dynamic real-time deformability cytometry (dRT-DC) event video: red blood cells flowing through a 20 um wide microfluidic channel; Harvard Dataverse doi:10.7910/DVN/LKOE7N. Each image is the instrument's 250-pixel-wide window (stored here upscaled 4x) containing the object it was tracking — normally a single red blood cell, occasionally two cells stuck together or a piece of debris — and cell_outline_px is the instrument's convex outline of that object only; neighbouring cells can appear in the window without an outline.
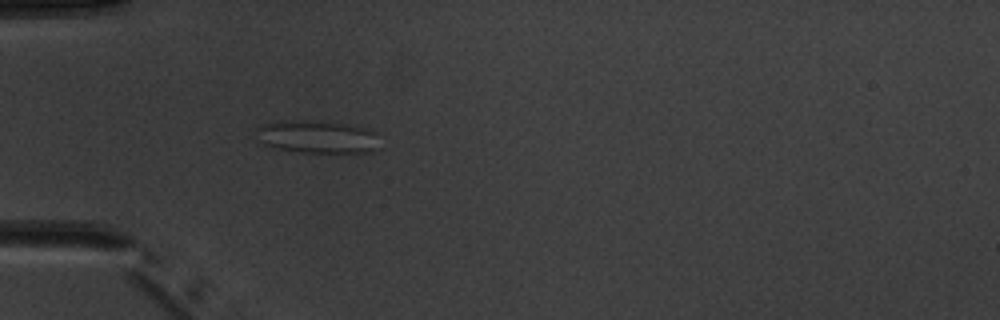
{"species": "common noctule bat (a hibernating species)", "species_latin": "Nyctalus noctula", "temperature_condition": "warm", "stored_images_in_passage": 4, "camera_frame_rate_fps": 3000, "um_per_image_px": 0.085, "animal": {"sex": "male", "body_mass_g": 20.1, "forearm_length_mm": 53.5}, "frame": {"image": 1, "passage_image": 4, "time_ms": 4.333, "image_size_px": [1000, 320], "cell_outline_px": [[380, 148], [372, 152], [340, 156], [288, 152], [260, 144], [256, 128], [264, 124], [280, 120], [312, 120], [344, 124], [364, 128], [376, 132]], "centroid_in_image_um": [27.0, 11.71], "position_along_channel_um": 58.0, "area_um2": 25.14}}